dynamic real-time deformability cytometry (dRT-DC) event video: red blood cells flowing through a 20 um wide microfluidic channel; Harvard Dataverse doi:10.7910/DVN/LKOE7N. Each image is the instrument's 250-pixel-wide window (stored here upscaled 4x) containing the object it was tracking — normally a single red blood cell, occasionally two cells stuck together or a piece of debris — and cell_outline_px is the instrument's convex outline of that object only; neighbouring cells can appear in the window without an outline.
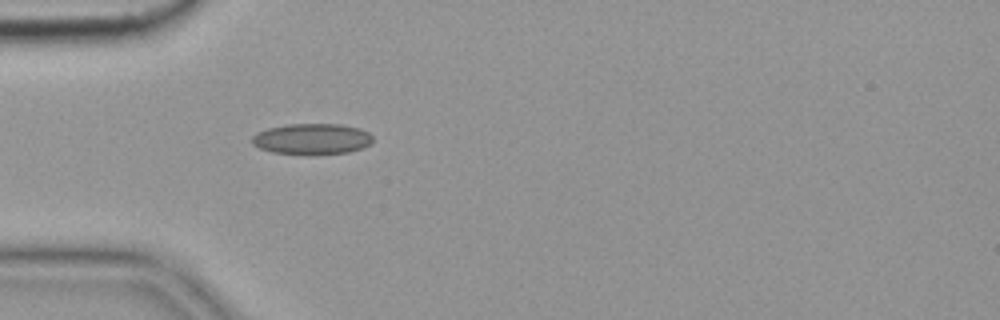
{"species": "common noctule bat (a hibernating species)", "species_latin": "Nyctalus noctula", "temperature_condition": "cold", "stored_images_in_passage": 2, "camera_frame_rate_fps": 3000, "um_per_image_px": 0.085, "animal": {"sex": "female", "body_mass_g": 19.9}, "frame": {"image": 1, "passage_image": 2, "time_ms": 0.333, "image_size_px": [1000, 320], "cell_outline_px": [[372, 144], [348, 152], [272, 152], [260, 148], [252, 144], [252, 136], [256, 132], [268, 128], [288, 124], [340, 124], [360, 128], [368, 132], [372, 136]], "centroid_in_image_um": [26.52, 11.76], "position_along_channel_um": 58.5, "area_um2": 21.04}}